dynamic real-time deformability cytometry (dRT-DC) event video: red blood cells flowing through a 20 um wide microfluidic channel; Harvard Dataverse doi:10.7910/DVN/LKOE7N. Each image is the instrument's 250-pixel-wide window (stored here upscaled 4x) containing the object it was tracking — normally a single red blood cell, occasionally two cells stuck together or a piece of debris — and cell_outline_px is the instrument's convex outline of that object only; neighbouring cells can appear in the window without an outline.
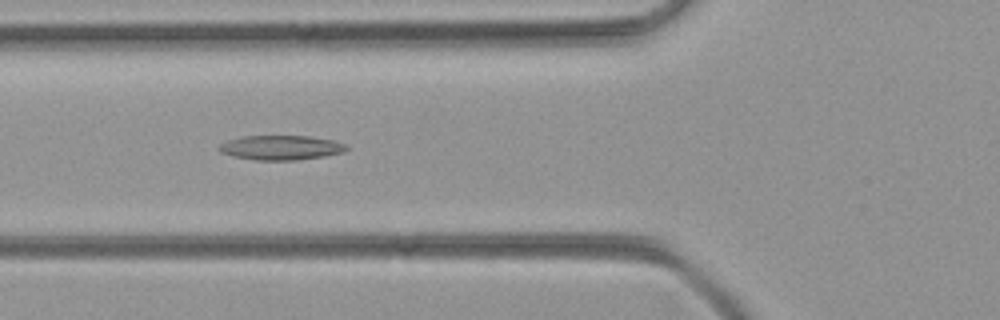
{"species": "common noctule bat (a hibernating species)", "species_latin": "Nyctalus noctula", "temperature_condition": "room temperature", "stored_images_in_passage": 47, "segment_of_instrument_passage": [1, 2], "camera_frame_rate_fps": 3000, "um_per_image_px": 0.085, "animal": {"sex": "female", "body_mass_g": 21.9}, "frame": {"image": 1, "passage_image": 18, "time_ms": 5.667, "image_size_px": [1000, 320], "cell_outline_px": [[348, 148], [344, 152], [324, 156], [296, 160], [256, 160], [232, 156], [220, 152], [216, 148], [220, 144], [228, 140], [244, 136], [308, 136], [332, 140], [348, 144]], "centroid_in_image_um": [23.87, 12.55], "position_along_channel_um": 101.9, "area_um2": 18.26}}
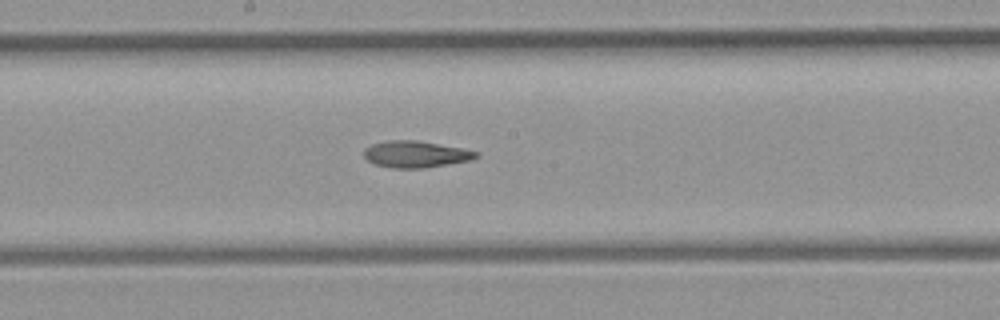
{"frame": {"image": 2, "passage_image": 26, "time_ms": 8.333, "image_size_px": [1000, 320], "cell_outline_px": [[480, 156], [472, 160], [424, 168], [392, 168], [376, 164], [368, 160], [364, 156], [364, 148], [372, 144], [388, 140], [416, 140], [460, 148], [480, 152]], "centroid_in_image_um": [35.35, 13.11], "position_along_channel_um": 212.9, "area_um2": 17.34}}
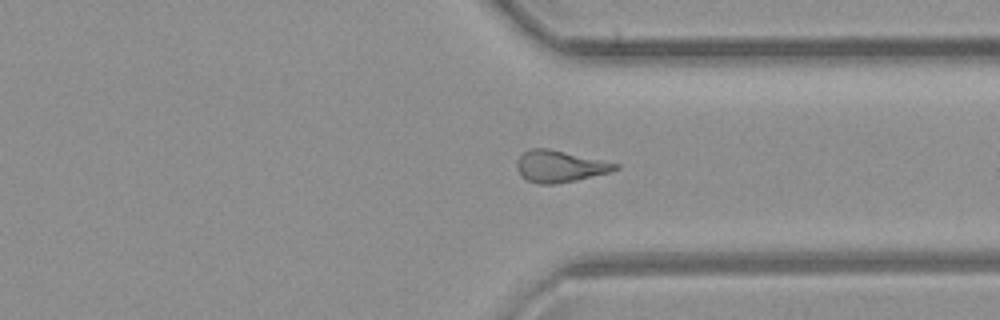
{"frame": {"image": 3, "passage_image": 37, "time_ms": 12.0, "image_size_px": [1000, 320], "cell_outline_px": [[620, 168], [608, 172], [576, 180], [556, 184], [540, 184], [528, 180], [520, 176], [516, 168], [516, 160], [524, 152], [532, 148], [548, 148], [620, 164]], "centroid_in_image_um": [47.55, 14.14], "position_along_channel_um": 363.9, "area_um2": 18.09}}